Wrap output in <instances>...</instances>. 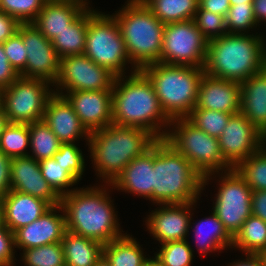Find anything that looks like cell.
Listing matches in <instances>:
<instances>
[{
	"mask_svg": "<svg viewBox=\"0 0 266 266\" xmlns=\"http://www.w3.org/2000/svg\"><path fill=\"white\" fill-rule=\"evenodd\" d=\"M207 44L193 19L165 24L160 63L204 67Z\"/></svg>",
	"mask_w": 266,
	"mask_h": 266,
	"instance_id": "cell-12",
	"label": "cell"
},
{
	"mask_svg": "<svg viewBox=\"0 0 266 266\" xmlns=\"http://www.w3.org/2000/svg\"><path fill=\"white\" fill-rule=\"evenodd\" d=\"M257 34L227 33L208 41L205 73L241 84L263 70L266 67V41Z\"/></svg>",
	"mask_w": 266,
	"mask_h": 266,
	"instance_id": "cell-4",
	"label": "cell"
},
{
	"mask_svg": "<svg viewBox=\"0 0 266 266\" xmlns=\"http://www.w3.org/2000/svg\"><path fill=\"white\" fill-rule=\"evenodd\" d=\"M163 24L194 19L198 0H142Z\"/></svg>",
	"mask_w": 266,
	"mask_h": 266,
	"instance_id": "cell-30",
	"label": "cell"
},
{
	"mask_svg": "<svg viewBox=\"0 0 266 266\" xmlns=\"http://www.w3.org/2000/svg\"><path fill=\"white\" fill-rule=\"evenodd\" d=\"M234 247L242 250L245 254H260L265 250L266 221L251 214L233 237L232 248Z\"/></svg>",
	"mask_w": 266,
	"mask_h": 266,
	"instance_id": "cell-31",
	"label": "cell"
},
{
	"mask_svg": "<svg viewBox=\"0 0 266 266\" xmlns=\"http://www.w3.org/2000/svg\"><path fill=\"white\" fill-rule=\"evenodd\" d=\"M127 77H116L113 83L112 124L141 128L157 140L164 139L171 120L163 112L151 81L141 70H131Z\"/></svg>",
	"mask_w": 266,
	"mask_h": 266,
	"instance_id": "cell-1",
	"label": "cell"
},
{
	"mask_svg": "<svg viewBox=\"0 0 266 266\" xmlns=\"http://www.w3.org/2000/svg\"><path fill=\"white\" fill-rule=\"evenodd\" d=\"M53 158L60 162L80 181L85 170V159L75 143H62Z\"/></svg>",
	"mask_w": 266,
	"mask_h": 266,
	"instance_id": "cell-42",
	"label": "cell"
},
{
	"mask_svg": "<svg viewBox=\"0 0 266 266\" xmlns=\"http://www.w3.org/2000/svg\"><path fill=\"white\" fill-rule=\"evenodd\" d=\"M66 266H95L103 256L100 242L66 231L61 241Z\"/></svg>",
	"mask_w": 266,
	"mask_h": 266,
	"instance_id": "cell-27",
	"label": "cell"
},
{
	"mask_svg": "<svg viewBox=\"0 0 266 266\" xmlns=\"http://www.w3.org/2000/svg\"><path fill=\"white\" fill-rule=\"evenodd\" d=\"M195 107L230 114L239 113L241 110L240 83L204 73Z\"/></svg>",
	"mask_w": 266,
	"mask_h": 266,
	"instance_id": "cell-20",
	"label": "cell"
},
{
	"mask_svg": "<svg viewBox=\"0 0 266 266\" xmlns=\"http://www.w3.org/2000/svg\"><path fill=\"white\" fill-rule=\"evenodd\" d=\"M10 167L11 158L0 150V194L2 195L11 190Z\"/></svg>",
	"mask_w": 266,
	"mask_h": 266,
	"instance_id": "cell-46",
	"label": "cell"
},
{
	"mask_svg": "<svg viewBox=\"0 0 266 266\" xmlns=\"http://www.w3.org/2000/svg\"><path fill=\"white\" fill-rule=\"evenodd\" d=\"M28 147L29 124L9 123L0 136V150L10 158L26 157Z\"/></svg>",
	"mask_w": 266,
	"mask_h": 266,
	"instance_id": "cell-34",
	"label": "cell"
},
{
	"mask_svg": "<svg viewBox=\"0 0 266 266\" xmlns=\"http://www.w3.org/2000/svg\"><path fill=\"white\" fill-rule=\"evenodd\" d=\"M19 24L15 18L0 11V43L10 38L17 31Z\"/></svg>",
	"mask_w": 266,
	"mask_h": 266,
	"instance_id": "cell-47",
	"label": "cell"
},
{
	"mask_svg": "<svg viewBox=\"0 0 266 266\" xmlns=\"http://www.w3.org/2000/svg\"><path fill=\"white\" fill-rule=\"evenodd\" d=\"M187 240L168 241L161 244V249L154 255V259L161 266H191L194 250Z\"/></svg>",
	"mask_w": 266,
	"mask_h": 266,
	"instance_id": "cell-37",
	"label": "cell"
},
{
	"mask_svg": "<svg viewBox=\"0 0 266 266\" xmlns=\"http://www.w3.org/2000/svg\"><path fill=\"white\" fill-rule=\"evenodd\" d=\"M229 34H249L248 30L257 27L253 4L244 3L230 6L225 17Z\"/></svg>",
	"mask_w": 266,
	"mask_h": 266,
	"instance_id": "cell-39",
	"label": "cell"
},
{
	"mask_svg": "<svg viewBox=\"0 0 266 266\" xmlns=\"http://www.w3.org/2000/svg\"><path fill=\"white\" fill-rule=\"evenodd\" d=\"M95 266H112L110 262L107 260V258L103 255Z\"/></svg>",
	"mask_w": 266,
	"mask_h": 266,
	"instance_id": "cell-53",
	"label": "cell"
},
{
	"mask_svg": "<svg viewBox=\"0 0 266 266\" xmlns=\"http://www.w3.org/2000/svg\"><path fill=\"white\" fill-rule=\"evenodd\" d=\"M203 189V177L182 154L164 139L153 144V203L197 202Z\"/></svg>",
	"mask_w": 266,
	"mask_h": 266,
	"instance_id": "cell-5",
	"label": "cell"
},
{
	"mask_svg": "<svg viewBox=\"0 0 266 266\" xmlns=\"http://www.w3.org/2000/svg\"><path fill=\"white\" fill-rule=\"evenodd\" d=\"M156 141L151 133L141 128L110 124L91 132L87 145L97 177L112 184L128 163L143 155Z\"/></svg>",
	"mask_w": 266,
	"mask_h": 266,
	"instance_id": "cell-3",
	"label": "cell"
},
{
	"mask_svg": "<svg viewBox=\"0 0 266 266\" xmlns=\"http://www.w3.org/2000/svg\"><path fill=\"white\" fill-rule=\"evenodd\" d=\"M253 13L257 24L266 21V0H253Z\"/></svg>",
	"mask_w": 266,
	"mask_h": 266,
	"instance_id": "cell-51",
	"label": "cell"
},
{
	"mask_svg": "<svg viewBox=\"0 0 266 266\" xmlns=\"http://www.w3.org/2000/svg\"><path fill=\"white\" fill-rule=\"evenodd\" d=\"M171 127L174 129L171 130ZM169 129L164 140L182 154L202 177L232 169L222 157L218 138L203 132L187 118L171 120Z\"/></svg>",
	"mask_w": 266,
	"mask_h": 266,
	"instance_id": "cell-9",
	"label": "cell"
},
{
	"mask_svg": "<svg viewBox=\"0 0 266 266\" xmlns=\"http://www.w3.org/2000/svg\"><path fill=\"white\" fill-rule=\"evenodd\" d=\"M191 224L190 222V229L194 230L196 245L200 254L206 255L209 252L232 248L233 237L224 228L223 223L214 212L209 217L196 221L195 228Z\"/></svg>",
	"mask_w": 266,
	"mask_h": 266,
	"instance_id": "cell-26",
	"label": "cell"
},
{
	"mask_svg": "<svg viewBox=\"0 0 266 266\" xmlns=\"http://www.w3.org/2000/svg\"><path fill=\"white\" fill-rule=\"evenodd\" d=\"M127 54L138 70L160 62L165 24H163L142 0H127V4L114 15Z\"/></svg>",
	"mask_w": 266,
	"mask_h": 266,
	"instance_id": "cell-6",
	"label": "cell"
},
{
	"mask_svg": "<svg viewBox=\"0 0 266 266\" xmlns=\"http://www.w3.org/2000/svg\"><path fill=\"white\" fill-rule=\"evenodd\" d=\"M52 84L45 80L19 76L2 90V110L9 123L30 124L43 120Z\"/></svg>",
	"mask_w": 266,
	"mask_h": 266,
	"instance_id": "cell-11",
	"label": "cell"
},
{
	"mask_svg": "<svg viewBox=\"0 0 266 266\" xmlns=\"http://www.w3.org/2000/svg\"><path fill=\"white\" fill-rule=\"evenodd\" d=\"M198 6L203 10L226 17L231 5L229 0H198Z\"/></svg>",
	"mask_w": 266,
	"mask_h": 266,
	"instance_id": "cell-49",
	"label": "cell"
},
{
	"mask_svg": "<svg viewBox=\"0 0 266 266\" xmlns=\"http://www.w3.org/2000/svg\"><path fill=\"white\" fill-rule=\"evenodd\" d=\"M246 259L230 263V266H265L260 254L246 253Z\"/></svg>",
	"mask_w": 266,
	"mask_h": 266,
	"instance_id": "cell-50",
	"label": "cell"
},
{
	"mask_svg": "<svg viewBox=\"0 0 266 266\" xmlns=\"http://www.w3.org/2000/svg\"><path fill=\"white\" fill-rule=\"evenodd\" d=\"M219 174V187L212 210L223 223L224 228L234 237L242 224L252 214V189L235 168L227 171L212 173L203 177V187L212 179V175Z\"/></svg>",
	"mask_w": 266,
	"mask_h": 266,
	"instance_id": "cell-10",
	"label": "cell"
},
{
	"mask_svg": "<svg viewBox=\"0 0 266 266\" xmlns=\"http://www.w3.org/2000/svg\"><path fill=\"white\" fill-rule=\"evenodd\" d=\"M24 266H66L61 242L23 250Z\"/></svg>",
	"mask_w": 266,
	"mask_h": 266,
	"instance_id": "cell-36",
	"label": "cell"
},
{
	"mask_svg": "<svg viewBox=\"0 0 266 266\" xmlns=\"http://www.w3.org/2000/svg\"><path fill=\"white\" fill-rule=\"evenodd\" d=\"M196 202L183 204H162L159 209L151 211L146 218L147 230L150 234L163 244L168 241L187 239L189 235L190 222H192L191 210Z\"/></svg>",
	"mask_w": 266,
	"mask_h": 266,
	"instance_id": "cell-16",
	"label": "cell"
},
{
	"mask_svg": "<svg viewBox=\"0 0 266 266\" xmlns=\"http://www.w3.org/2000/svg\"><path fill=\"white\" fill-rule=\"evenodd\" d=\"M260 256L264 262V265L266 266V249L260 253Z\"/></svg>",
	"mask_w": 266,
	"mask_h": 266,
	"instance_id": "cell-57",
	"label": "cell"
},
{
	"mask_svg": "<svg viewBox=\"0 0 266 266\" xmlns=\"http://www.w3.org/2000/svg\"><path fill=\"white\" fill-rule=\"evenodd\" d=\"M2 44L9 63L20 76L25 77L27 49L23 43L22 36L16 31Z\"/></svg>",
	"mask_w": 266,
	"mask_h": 266,
	"instance_id": "cell-43",
	"label": "cell"
},
{
	"mask_svg": "<svg viewBox=\"0 0 266 266\" xmlns=\"http://www.w3.org/2000/svg\"><path fill=\"white\" fill-rule=\"evenodd\" d=\"M20 75L9 63L4 53L3 44L0 43V88L3 90L10 86Z\"/></svg>",
	"mask_w": 266,
	"mask_h": 266,
	"instance_id": "cell-45",
	"label": "cell"
},
{
	"mask_svg": "<svg viewBox=\"0 0 266 266\" xmlns=\"http://www.w3.org/2000/svg\"><path fill=\"white\" fill-rule=\"evenodd\" d=\"M143 251L136 239L127 233L103 247V255L112 266H142L150 259Z\"/></svg>",
	"mask_w": 266,
	"mask_h": 266,
	"instance_id": "cell-29",
	"label": "cell"
},
{
	"mask_svg": "<svg viewBox=\"0 0 266 266\" xmlns=\"http://www.w3.org/2000/svg\"><path fill=\"white\" fill-rule=\"evenodd\" d=\"M17 32L27 49L25 78L41 79L55 84L59 74L60 58L53 44L34 23H20Z\"/></svg>",
	"mask_w": 266,
	"mask_h": 266,
	"instance_id": "cell-14",
	"label": "cell"
},
{
	"mask_svg": "<svg viewBox=\"0 0 266 266\" xmlns=\"http://www.w3.org/2000/svg\"><path fill=\"white\" fill-rule=\"evenodd\" d=\"M52 205L45 200L10 190L3 197L2 221L13 233L39 219Z\"/></svg>",
	"mask_w": 266,
	"mask_h": 266,
	"instance_id": "cell-22",
	"label": "cell"
},
{
	"mask_svg": "<svg viewBox=\"0 0 266 266\" xmlns=\"http://www.w3.org/2000/svg\"><path fill=\"white\" fill-rule=\"evenodd\" d=\"M235 169L252 191L266 190V143L257 152L242 160Z\"/></svg>",
	"mask_w": 266,
	"mask_h": 266,
	"instance_id": "cell-33",
	"label": "cell"
},
{
	"mask_svg": "<svg viewBox=\"0 0 266 266\" xmlns=\"http://www.w3.org/2000/svg\"><path fill=\"white\" fill-rule=\"evenodd\" d=\"M149 266H161L152 256V258L149 259Z\"/></svg>",
	"mask_w": 266,
	"mask_h": 266,
	"instance_id": "cell-56",
	"label": "cell"
},
{
	"mask_svg": "<svg viewBox=\"0 0 266 266\" xmlns=\"http://www.w3.org/2000/svg\"><path fill=\"white\" fill-rule=\"evenodd\" d=\"M11 190L19 191L40 198L57 206L61 197L43 178L39 162L30 156L11 158Z\"/></svg>",
	"mask_w": 266,
	"mask_h": 266,
	"instance_id": "cell-19",
	"label": "cell"
},
{
	"mask_svg": "<svg viewBox=\"0 0 266 266\" xmlns=\"http://www.w3.org/2000/svg\"><path fill=\"white\" fill-rule=\"evenodd\" d=\"M106 186L145 197L153 203V145L143 155L128 163L116 180Z\"/></svg>",
	"mask_w": 266,
	"mask_h": 266,
	"instance_id": "cell-23",
	"label": "cell"
},
{
	"mask_svg": "<svg viewBox=\"0 0 266 266\" xmlns=\"http://www.w3.org/2000/svg\"><path fill=\"white\" fill-rule=\"evenodd\" d=\"M84 54L97 65L106 68L116 77L125 75L126 65L131 63L119 25L110 15L88 6V27Z\"/></svg>",
	"mask_w": 266,
	"mask_h": 266,
	"instance_id": "cell-8",
	"label": "cell"
},
{
	"mask_svg": "<svg viewBox=\"0 0 266 266\" xmlns=\"http://www.w3.org/2000/svg\"><path fill=\"white\" fill-rule=\"evenodd\" d=\"M115 78L113 73L85 54L68 56L60 59L54 93L62 95L73 91L112 90Z\"/></svg>",
	"mask_w": 266,
	"mask_h": 266,
	"instance_id": "cell-13",
	"label": "cell"
},
{
	"mask_svg": "<svg viewBox=\"0 0 266 266\" xmlns=\"http://www.w3.org/2000/svg\"><path fill=\"white\" fill-rule=\"evenodd\" d=\"M251 213L266 221V190L252 191Z\"/></svg>",
	"mask_w": 266,
	"mask_h": 266,
	"instance_id": "cell-48",
	"label": "cell"
},
{
	"mask_svg": "<svg viewBox=\"0 0 266 266\" xmlns=\"http://www.w3.org/2000/svg\"><path fill=\"white\" fill-rule=\"evenodd\" d=\"M151 81L165 115L186 118L196 106L203 67L153 63L141 70Z\"/></svg>",
	"mask_w": 266,
	"mask_h": 266,
	"instance_id": "cell-7",
	"label": "cell"
},
{
	"mask_svg": "<svg viewBox=\"0 0 266 266\" xmlns=\"http://www.w3.org/2000/svg\"><path fill=\"white\" fill-rule=\"evenodd\" d=\"M15 240L14 233L0 221V264L2 266H14L15 264Z\"/></svg>",
	"mask_w": 266,
	"mask_h": 266,
	"instance_id": "cell-44",
	"label": "cell"
},
{
	"mask_svg": "<svg viewBox=\"0 0 266 266\" xmlns=\"http://www.w3.org/2000/svg\"><path fill=\"white\" fill-rule=\"evenodd\" d=\"M43 120L62 143H75L81 137L89 140L90 133L63 95L54 93L49 98Z\"/></svg>",
	"mask_w": 266,
	"mask_h": 266,
	"instance_id": "cell-21",
	"label": "cell"
},
{
	"mask_svg": "<svg viewBox=\"0 0 266 266\" xmlns=\"http://www.w3.org/2000/svg\"><path fill=\"white\" fill-rule=\"evenodd\" d=\"M9 124L7 116L4 114L3 110H0V136L4 131V128Z\"/></svg>",
	"mask_w": 266,
	"mask_h": 266,
	"instance_id": "cell-52",
	"label": "cell"
},
{
	"mask_svg": "<svg viewBox=\"0 0 266 266\" xmlns=\"http://www.w3.org/2000/svg\"><path fill=\"white\" fill-rule=\"evenodd\" d=\"M100 187L76 188L62 196L60 204L65 213L67 231L105 245L124 234L119 228L109 191H106L109 187L105 188L104 184Z\"/></svg>",
	"mask_w": 266,
	"mask_h": 266,
	"instance_id": "cell-2",
	"label": "cell"
},
{
	"mask_svg": "<svg viewBox=\"0 0 266 266\" xmlns=\"http://www.w3.org/2000/svg\"><path fill=\"white\" fill-rule=\"evenodd\" d=\"M2 109V89L0 88V110Z\"/></svg>",
	"mask_w": 266,
	"mask_h": 266,
	"instance_id": "cell-58",
	"label": "cell"
},
{
	"mask_svg": "<svg viewBox=\"0 0 266 266\" xmlns=\"http://www.w3.org/2000/svg\"><path fill=\"white\" fill-rule=\"evenodd\" d=\"M47 0H0V11L19 23L33 22Z\"/></svg>",
	"mask_w": 266,
	"mask_h": 266,
	"instance_id": "cell-40",
	"label": "cell"
},
{
	"mask_svg": "<svg viewBox=\"0 0 266 266\" xmlns=\"http://www.w3.org/2000/svg\"><path fill=\"white\" fill-rule=\"evenodd\" d=\"M39 166L43 178L60 197L76 190L75 188H68L77 184L79 180L67 169V167L60 162H57L54 158L39 161Z\"/></svg>",
	"mask_w": 266,
	"mask_h": 266,
	"instance_id": "cell-35",
	"label": "cell"
},
{
	"mask_svg": "<svg viewBox=\"0 0 266 266\" xmlns=\"http://www.w3.org/2000/svg\"><path fill=\"white\" fill-rule=\"evenodd\" d=\"M233 114L194 107L186 117L208 135L219 138Z\"/></svg>",
	"mask_w": 266,
	"mask_h": 266,
	"instance_id": "cell-38",
	"label": "cell"
},
{
	"mask_svg": "<svg viewBox=\"0 0 266 266\" xmlns=\"http://www.w3.org/2000/svg\"><path fill=\"white\" fill-rule=\"evenodd\" d=\"M193 20L197 28L208 41L228 33L225 16L203 10L199 6Z\"/></svg>",
	"mask_w": 266,
	"mask_h": 266,
	"instance_id": "cell-41",
	"label": "cell"
},
{
	"mask_svg": "<svg viewBox=\"0 0 266 266\" xmlns=\"http://www.w3.org/2000/svg\"><path fill=\"white\" fill-rule=\"evenodd\" d=\"M58 211H62L63 214H59ZM66 231L63 207L61 204L52 206L39 219L14 232L15 248L26 250L61 242Z\"/></svg>",
	"mask_w": 266,
	"mask_h": 266,
	"instance_id": "cell-18",
	"label": "cell"
},
{
	"mask_svg": "<svg viewBox=\"0 0 266 266\" xmlns=\"http://www.w3.org/2000/svg\"><path fill=\"white\" fill-rule=\"evenodd\" d=\"M62 95L89 133L112 124V90L73 91Z\"/></svg>",
	"mask_w": 266,
	"mask_h": 266,
	"instance_id": "cell-17",
	"label": "cell"
},
{
	"mask_svg": "<svg viewBox=\"0 0 266 266\" xmlns=\"http://www.w3.org/2000/svg\"><path fill=\"white\" fill-rule=\"evenodd\" d=\"M87 7L86 3L75 0H47L32 23L51 41Z\"/></svg>",
	"mask_w": 266,
	"mask_h": 266,
	"instance_id": "cell-24",
	"label": "cell"
},
{
	"mask_svg": "<svg viewBox=\"0 0 266 266\" xmlns=\"http://www.w3.org/2000/svg\"><path fill=\"white\" fill-rule=\"evenodd\" d=\"M142 266H149V260Z\"/></svg>",
	"mask_w": 266,
	"mask_h": 266,
	"instance_id": "cell-60",
	"label": "cell"
},
{
	"mask_svg": "<svg viewBox=\"0 0 266 266\" xmlns=\"http://www.w3.org/2000/svg\"><path fill=\"white\" fill-rule=\"evenodd\" d=\"M3 197L4 195L0 194V221L2 220Z\"/></svg>",
	"mask_w": 266,
	"mask_h": 266,
	"instance_id": "cell-55",
	"label": "cell"
},
{
	"mask_svg": "<svg viewBox=\"0 0 266 266\" xmlns=\"http://www.w3.org/2000/svg\"><path fill=\"white\" fill-rule=\"evenodd\" d=\"M218 140L222 157L232 168L266 143V137L241 112L230 117Z\"/></svg>",
	"mask_w": 266,
	"mask_h": 266,
	"instance_id": "cell-15",
	"label": "cell"
},
{
	"mask_svg": "<svg viewBox=\"0 0 266 266\" xmlns=\"http://www.w3.org/2000/svg\"><path fill=\"white\" fill-rule=\"evenodd\" d=\"M75 1H80V2H84L88 5L89 2H87L88 0H75Z\"/></svg>",
	"mask_w": 266,
	"mask_h": 266,
	"instance_id": "cell-59",
	"label": "cell"
},
{
	"mask_svg": "<svg viewBox=\"0 0 266 266\" xmlns=\"http://www.w3.org/2000/svg\"><path fill=\"white\" fill-rule=\"evenodd\" d=\"M88 27V7L59 35L51 40L60 59L84 54Z\"/></svg>",
	"mask_w": 266,
	"mask_h": 266,
	"instance_id": "cell-28",
	"label": "cell"
},
{
	"mask_svg": "<svg viewBox=\"0 0 266 266\" xmlns=\"http://www.w3.org/2000/svg\"><path fill=\"white\" fill-rule=\"evenodd\" d=\"M30 151L36 161L53 158V155L59 151L62 142L51 131L44 120L29 124Z\"/></svg>",
	"mask_w": 266,
	"mask_h": 266,
	"instance_id": "cell-32",
	"label": "cell"
},
{
	"mask_svg": "<svg viewBox=\"0 0 266 266\" xmlns=\"http://www.w3.org/2000/svg\"><path fill=\"white\" fill-rule=\"evenodd\" d=\"M240 112L266 137V67L240 84Z\"/></svg>",
	"mask_w": 266,
	"mask_h": 266,
	"instance_id": "cell-25",
	"label": "cell"
},
{
	"mask_svg": "<svg viewBox=\"0 0 266 266\" xmlns=\"http://www.w3.org/2000/svg\"><path fill=\"white\" fill-rule=\"evenodd\" d=\"M230 5L244 4V3H253V0H229Z\"/></svg>",
	"mask_w": 266,
	"mask_h": 266,
	"instance_id": "cell-54",
	"label": "cell"
}]
</instances>
